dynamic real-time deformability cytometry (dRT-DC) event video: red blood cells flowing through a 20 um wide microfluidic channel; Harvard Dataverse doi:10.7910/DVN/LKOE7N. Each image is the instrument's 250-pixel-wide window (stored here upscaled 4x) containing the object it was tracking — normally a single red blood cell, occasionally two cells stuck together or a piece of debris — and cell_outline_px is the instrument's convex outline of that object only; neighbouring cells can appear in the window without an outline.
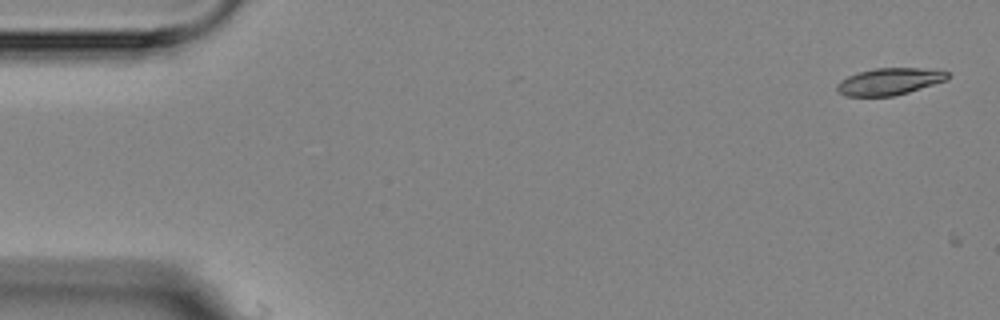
{"species": "Egyptian fruit bat (a non-hibernating species)", "species_latin": "Rousettus aegyptiacus", "temperature_condition": "room temperature", "stored_images_in_passage": 5, "camera_frame_rate_fps": 3000, "um_per_image_px": 0.085, "animal": {"sex": "female"}, "frame": {"image": 1, "passage_image": 1, "time_ms": 0.0, "image_size_px": [1000, 320], "cell_outline_px": [[948, 80], [908, 92], [892, 96], [844, 96], [836, 88], [836, 84], [840, 80], [848, 76], [860, 72], [876, 68], [920, 68], [948, 72]], "centroid_in_image_um": [75.58, 6.93], "position_along_channel_um": 9.4, "area_um2": 17.17}}